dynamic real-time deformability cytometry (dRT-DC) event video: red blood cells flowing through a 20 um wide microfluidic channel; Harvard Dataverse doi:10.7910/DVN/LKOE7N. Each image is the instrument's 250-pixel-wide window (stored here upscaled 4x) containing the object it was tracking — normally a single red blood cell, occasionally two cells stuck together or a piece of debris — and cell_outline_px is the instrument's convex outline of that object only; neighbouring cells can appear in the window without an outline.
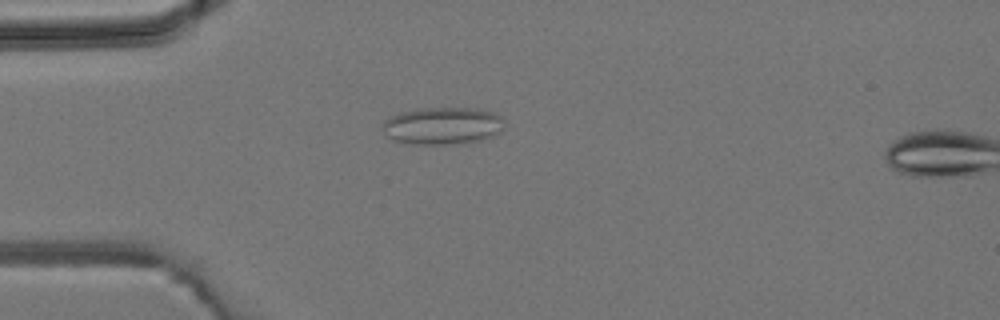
{"species": "common noctule bat (a hibernating species)", "species_latin": "Nyctalus noctula", "temperature_condition": "room temperature", "stored_images_in_passage": 2, "camera_frame_rate_fps": 3000, "um_per_image_px": 0.085, "animal": {"sex": "male", "body_mass_g": 19.2, "forearm_length_mm": 51.8}, "frame": {"image": 1, "passage_image": 1, "time_ms": 0.0, "image_size_px": [1000, 320], "cell_outline_px": [[504, 120], [500, 132], [492, 136], [480, 140], [456, 144], [412, 144], [392, 140], [380, 128], [384, 120], [392, 116], [404, 112], [420, 108], [480, 108], [492, 112], [500, 116]], "centroid_in_image_um": [37.61, 10.69], "position_along_channel_um": 47.4, "area_um2": 26.53}}